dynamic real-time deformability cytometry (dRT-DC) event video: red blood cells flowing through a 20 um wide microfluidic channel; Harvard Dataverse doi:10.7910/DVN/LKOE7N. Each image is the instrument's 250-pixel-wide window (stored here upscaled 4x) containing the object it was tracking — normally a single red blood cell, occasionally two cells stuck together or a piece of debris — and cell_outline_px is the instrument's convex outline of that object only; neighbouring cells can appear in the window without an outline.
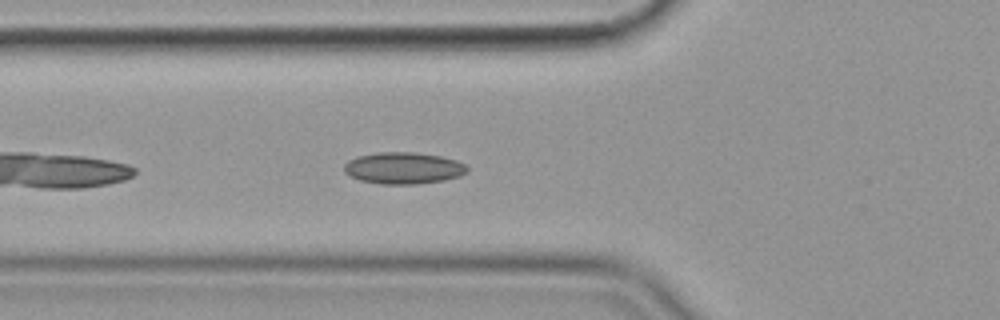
{"species": "common noctule bat (a hibernating species)", "species_latin": "Nyctalus noctula", "temperature_condition": "cold", "stored_images_in_passage": 42, "camera_frame_rate_fps": 3000, "um_per_image_px": 0.085, "animal": {"sex": "female", "body_mass_g": 19.9}, "frame": {"image": 1, "passage_image": 5, "time_ms": 1.333, "image_size_px": [1000, 320], "cell_outline_px": [[468, 172], [460, 176], [444, 180], [416, 184], [380, 184], [360, 180], [344, 172], [344, 164], [348, 160], [356, 156], [376, 152], [416, 152], [440, 156], [456, 160], [464, 164], [468, 168]], "centroid_in_image_um": [34.28, 14.28], "position_along_channel_um": 91.5, "area_um2": 22.83}}
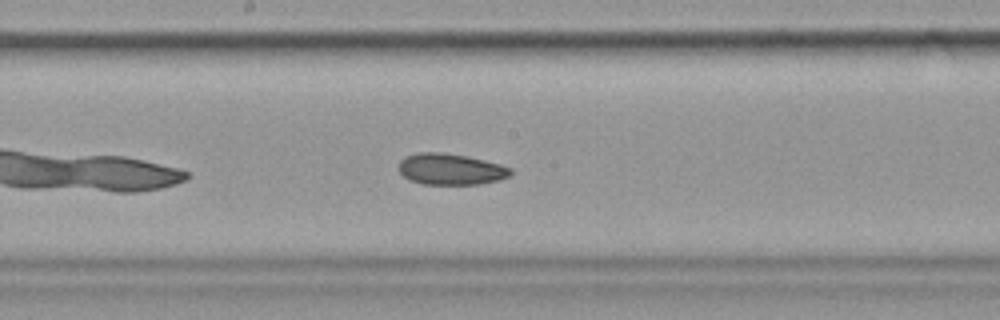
{"frame": {"image": 2, "passage_image": 15, "time_ms": 4.667, "image_size_px": [1000, 320], "cell_outline_px": [[512, 172], [508, 176], [500, 180], [480, 184], [420, 184], [408, 180], [396, 168], [400, 160], [404, 156], [416, 152], [444, 152], [468, 156], [500, 164], [512, 168]], "centroid_in_image_um": [38.26, 14.37], "position_along_channel_um": 209.9, "area_um2": 20.75}}
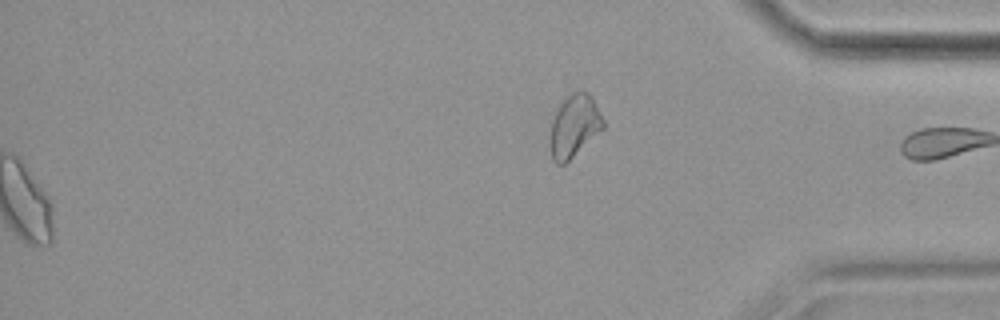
{"frame": {"image": 3, "passage_image": 42, "time_ms": 13.667, "image_size_px": [1000, 320], "cell_outline_px": [[604, 128], [564, 164], [556, 164], [552, 160], [548, 144], [548, 140], [552, 120], [556, 108], [572, 92], [588, 92], [592, 96], [604, 120]], "centroid_in_image_um": [48.77, 10.72], "position_along_channel_um": 386.4, "area_um2": 19.42}, "authors_computed_cell_mechanics": {"area_um2": 21.386, "velocity_mm_per_s": 3.5488, "shape_relaxation_time_tau1_ms": null, "shape_relaxation_time_tau2_ms": 6.64, "deformation_change_tau1": null, "deformation_change_tau2": 0.1147}}